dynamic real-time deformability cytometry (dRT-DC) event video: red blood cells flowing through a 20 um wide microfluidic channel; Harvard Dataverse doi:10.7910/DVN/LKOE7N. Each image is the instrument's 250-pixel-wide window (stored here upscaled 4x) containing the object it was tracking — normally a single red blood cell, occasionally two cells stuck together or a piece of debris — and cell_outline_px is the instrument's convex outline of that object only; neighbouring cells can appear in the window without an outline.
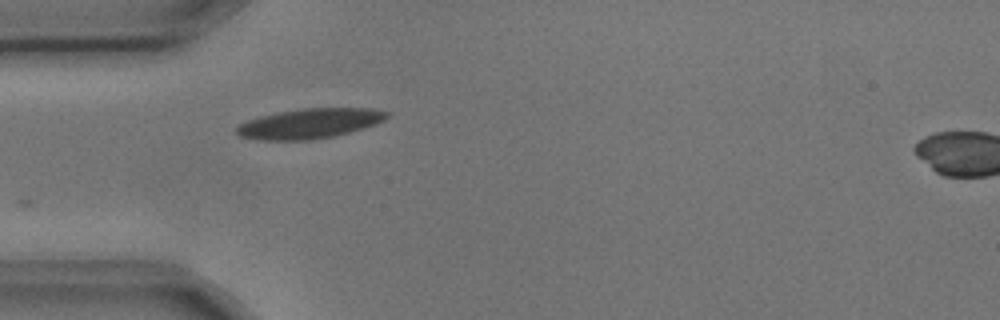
{"species": "common noctule bat (a hibernating species)", "species_latin": "Nyctalus noctula", "temperature_condition": "cold", "stored_images_in_passage": 2, "segment_of_instrument_passage": [1, 2], "camera_frame_rate_fps": 3000, "um_per_image_px": 0.085, "animal": {"sex": "male", "body_mass_g": 17.9, "forearm_length_mm": 54.2}, "frame": {"image": 1, "passage_image": 1, "time_ms": 0.0, "image_size_px": [1000, 320], "cell_outline_px": [[392, 116], [376, 124], [364, 128], [332, 136], [312, 140], [256, 140], [240, 136], [236, 132], [236, 128], [240, 124], [248, 120], [260, 116], [280, 112], [304, 108], [372, 108], [392, 112]], "centroid_in_image_um": [26.38, 10.49], "position_along_channel_um": 58.6, "area_um2": 26.3}}